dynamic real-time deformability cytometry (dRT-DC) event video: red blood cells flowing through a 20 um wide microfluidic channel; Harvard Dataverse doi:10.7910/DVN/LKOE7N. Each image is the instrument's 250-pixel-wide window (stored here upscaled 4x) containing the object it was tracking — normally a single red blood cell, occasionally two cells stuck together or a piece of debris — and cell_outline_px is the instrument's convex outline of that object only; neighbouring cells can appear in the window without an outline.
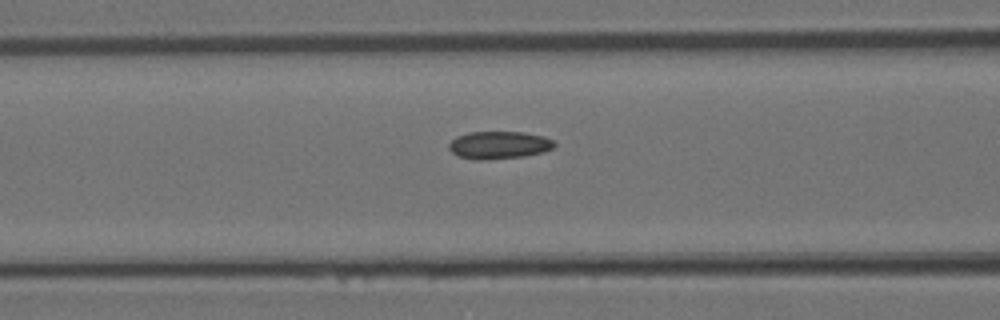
{"species": "Egyptian fruit bat (a non-hibernating species)", "species_latin": "Rousettus aegyptiacus", "temperature_condition": "room temperature", "stored_images_in_passage": 16, "camera_frame_rate_fps": 3000, "um_per_image_px": 0.085, "animal": {"sex": "female"}, "frame": {"image": 1, "passage_image": 14, "time_ms": 4.333, "image_size_px": [1000, 320], "cell_outline_px": [[556, 144], [552, 148], [544, 152], [524, 156], [484, 160], [476, 160], [460, 156], [452, 152], [448, 148], [448, 144], [456, 136], [468, 132], [524, 132], [544, 136], [552, 140]], "centroid_in_image_um": [42.41, 12.32], "position_along_channel_um": 124.2, "area_um2": 16.99}}